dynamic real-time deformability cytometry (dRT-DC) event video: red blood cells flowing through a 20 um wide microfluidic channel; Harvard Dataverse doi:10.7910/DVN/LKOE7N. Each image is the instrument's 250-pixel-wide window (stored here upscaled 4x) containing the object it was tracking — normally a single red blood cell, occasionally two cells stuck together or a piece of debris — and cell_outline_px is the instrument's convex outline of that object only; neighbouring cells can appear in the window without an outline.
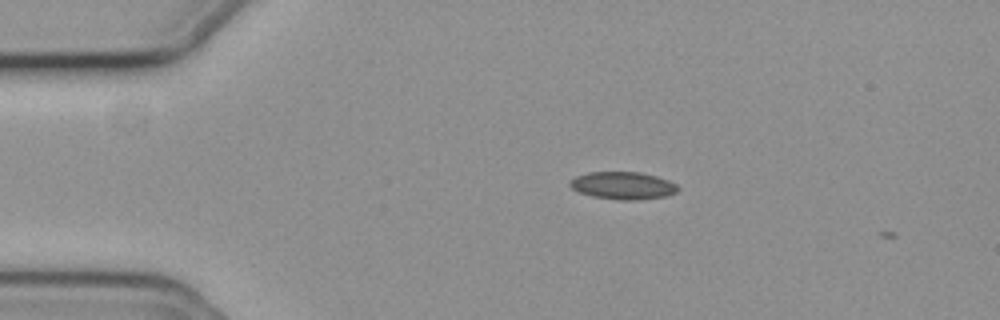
{"species": "common noctule bat (a hibernating species)", "species_latin": "Nyctalus noctula", "temperature_condition": "cold", "stored_images_in_passage": 2, "camera_frame_rate_fps": 3000, "um_per_image_px": 0.085, "animal": {"sex": "female", "body_mass_g": 19.3, "forearm_length_mm": 54.1}, "frame": {"image": 1, "passage_image": 1, "time_ms": 0.0, "image_size_px": [1000, 320], "cell_outline_px": [[680, 188], [676, 192], [664, 196], [640, 200], [620, 200], [592, 196], [580, 192], [572, 188], [568, 184], [576, 176], [588, 172], [640, 172], [656, 176], [668, 180], [676, 184]], "centroid_in_image_um": [52.96, 15.77], "position_along_channel_um": 32.0, "area_um2": 17.22}}